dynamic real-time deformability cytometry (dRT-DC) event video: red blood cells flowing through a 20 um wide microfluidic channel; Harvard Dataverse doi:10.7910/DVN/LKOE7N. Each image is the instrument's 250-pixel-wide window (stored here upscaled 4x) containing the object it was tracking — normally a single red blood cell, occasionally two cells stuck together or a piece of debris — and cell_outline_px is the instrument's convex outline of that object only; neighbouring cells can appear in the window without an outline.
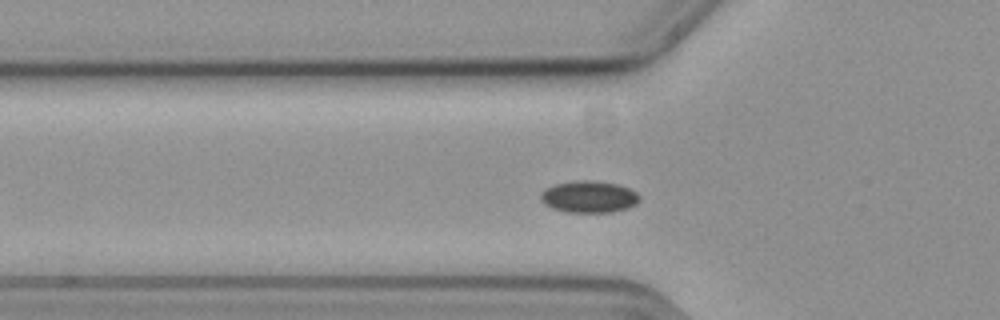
{"species": "common noctule bat (a hibernating species)", "species_latin": "Nyctalus noctula", "temperature_condition": "cold", "stored_images_in_passage": 51, "camera_frame_rate_fps": 3000, "um_per_image_px": 0.085, "animal": {"sex": "female", "body_mass_g": 19.3, "forearm_length_mm": 54.1}, "frame": {"image": 1, "passage_image": 16, "time_ms": 5.0, "image_size_px": [1000, 320], "cell_outline_px": [[640, 200], [636, 204], [628, 208], [612, 212], [568, 212], [552, 208], [544, 204], [540, 200], [540, 192], [544, 188], [556, 184], [580, 180], [592, 180], [616, 184], [628, 188], [636, 192], [640, 196]], "centroid_in_image_um": [50.04, 16.73], "position_along_channel_um": 75.8, "area_um2": 18.38}}
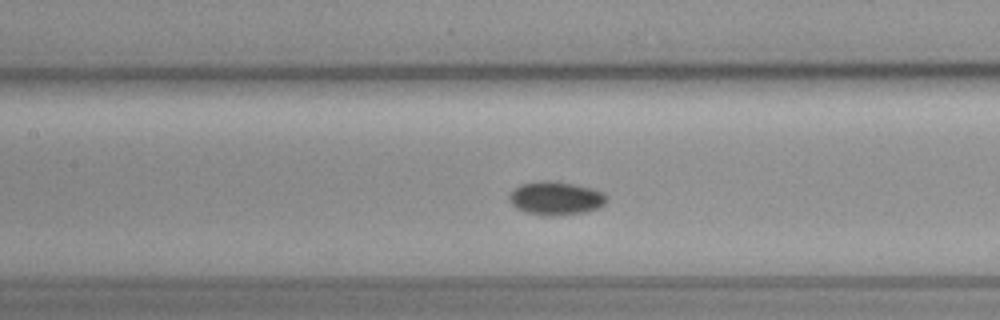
{"frame": {"image": 2, "passage_image": 23, "time_ms": 7.333, "image_size_px": [1000, 320], "cell_outline_px": [[608, 200], [604, 204], [596, 208], [584, 212], [552, 216], [544, 216], [528, 212], [516, 208], [508, 200], [508, 196], [520, 184], [540, 180], [552, 180], [576, 184], [592, 188], [604, 192], [608, 196]], "centroid_in_image_um": [47.26, 16.83], "position_along_channel_um": 160.1, "area_um2": 19.13}}
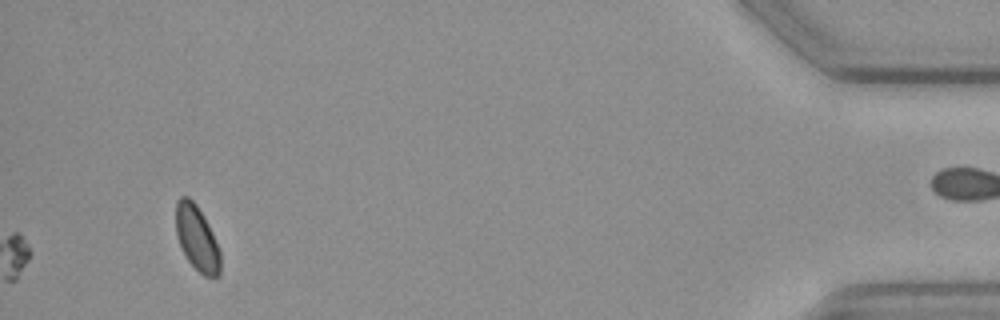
{"frame": {"image": 3, "passage_image": 51, "time_ms": 16.667, "image_size_px": [1000, 320], "cell_outline_px": [[220, 276], [204, 276], [188, 260], [176, 236], [176, 200], [180, 196], [188, 196], [196, 204], [204, 216], [212, 232], [220, 252]], "centroid_in_image_um": [16.73, 20.21], "position_along_channel_um": 418.5, "area_um2": 16.7}}